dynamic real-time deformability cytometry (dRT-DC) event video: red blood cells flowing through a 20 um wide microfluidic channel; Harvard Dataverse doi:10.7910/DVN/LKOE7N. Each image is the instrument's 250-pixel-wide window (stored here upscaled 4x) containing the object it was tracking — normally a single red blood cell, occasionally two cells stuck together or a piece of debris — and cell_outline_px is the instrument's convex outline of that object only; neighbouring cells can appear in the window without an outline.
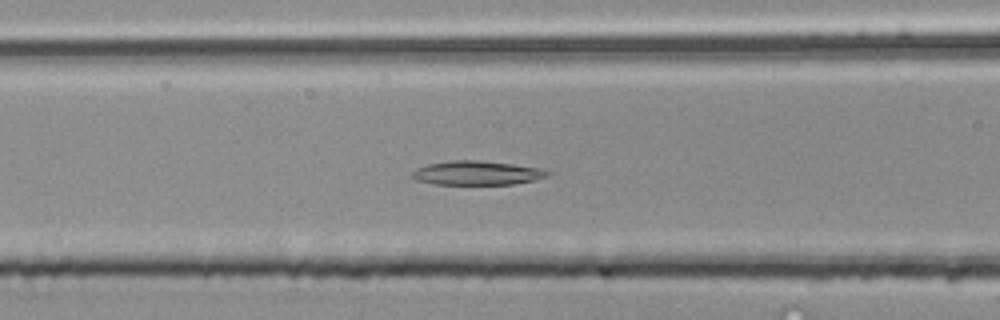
{"species": "common noctule bat (a hibernating species)", "species_latin": "Nyctalus noctula", "temperature_condition": "room temperature", "stored_images_in_passage": 51, "camera_frame_rate_fps": 3000, "um_per_image_px": 0.085, "animal": {"sex": "male", "body_mass_g": 20.4}, "frame": {"image": 1, "passage_image": 21, "time_ms": 6.667, "image_size_px": [1000, 320], "cell_outline_px": [[552, 172], [548, 176], [532, 180], [512, 184], [436, 184], [416, 180], [412, 176], [412, 172], [428, 164], [452, 160], [476, 160], [512, 164], [540, 168]], "centroid_in_image_um": [40.56, 14.7], "position_along_channel_um": 126.0, "area_um2": 18.67}}
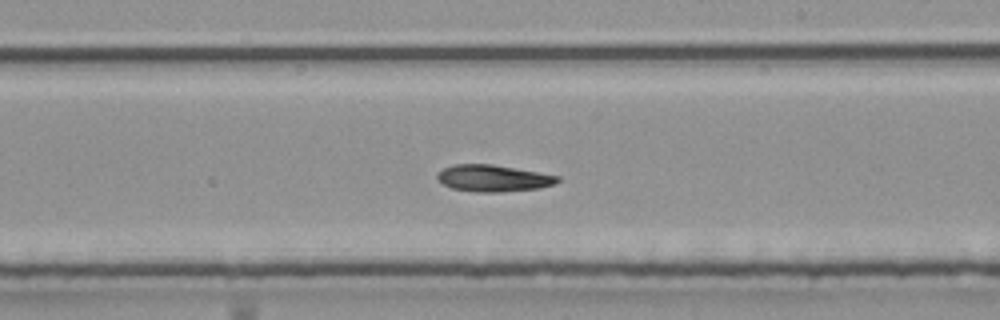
{"frame": {"image": 2, "passage_image": 30, "time_ms": 9.667, "image_size_px": [1000, 320], "cell_outline_px": [[560, 180], [556, 184], [540, 188], [500, 192], [476, 192], [452, 188], [444, 184], [436, 176], [444, 168], [452, 164], [492, 164], [560, 176]], "centroid_in_image_um": [41.96, 15.15], "position_along_channel_um": 247.0, "area_um2": 18.61}}
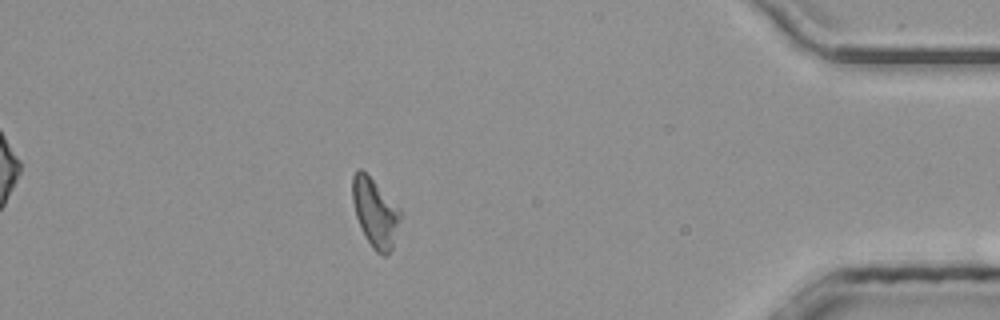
{"frame": {"image": 3, "passage_image": 45, "time_ms": 14.667, "image_size_px": [1000, 320], "cell_outline_px": [[400, 220], [392, 248], [388, 256], [384, 256], [376, 252], [372, 248], [356, 216], [352, 200], [352, 176], [360, 168], [400, 208]], "centroid_in_image_um": [31.89, 18.1], "position_along_channel_um": 403.3, "area_um2": 18.67}}